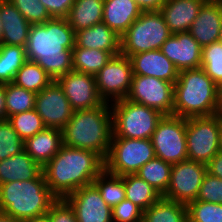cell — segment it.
Here are the masks:
<instances>
[{
  "label": "cell",
  "instance_id": "681fc988",
  "mask_svg": "<svg viewBox=\"0 0 222 222\" xmlns=\"http://www.w3.org/2000/svg\"><path fill=\"white\" fill-rule=\"evenodd\" d=\"M216 115L222 120V94H219L218 108Z\"/></svg>",
  "mask_w": 222,
  "mask_h": 222
},
{
  "label": "cell",
  "instance_id": "f35d334b",
  "mask_svg": "<svg viewBox=\"0 0 222 222\" xmlns=\"http://www.w3.org/2000/svg\"><path fill=\"white\" fill-rule=\"evenodd\" d=\"M29 24H43L52 17L40 0H8Z\"/></svg>",
  "mask_w": 222,
  "mask_h": 222
},
{
  "label": "cell",
  "instance_id": "2e32d148",
  "mask_svg": "<svg viewBox=\"0 0 222 222\" xmlns=\"http://www.w3.org/2000/svg\"><path fill=\"white\" fill-rule=\"evenodd\" d=\"M64 199L74 210L77 222H113L112 208L93 183L78 188Z\"/></svg>",
  "mask_w": 222,
  "mask_h": 222
},
{
  "label": "cell",
  "instance_id": "c3c4849f",
  "mask_svg": "<svg viewBox=\"0 0 222 222\" xmlns=\"http://www.w3.org/2000/svg\"><path fill=\"white\" fill-rule=\"evenodd\" d=\"M0 222H23V221L17 220L10 216L4 215L3 213H0Z\"/></svg>",
  "mask_w": 222,
  "mask_h": 222
},
{
  "label": "cell",
  "instance_id": "d6986e66",
  "mask_svg": "<svg viewBox=\"0 0 222 222\" xmlns=\"http://www.w3.org/2000/svg\"><path fill=\"white\" fill-rule=\"evenodd\" d=\"M129 58L132 63L133 75L155 77L173 84L178 79L179 71L160 49L137 53Z\"/></svg>",
  "mask_w": 222,
  "mask_h": 222
},
{
  "label": "cell",
  "instance_id": "7bdbcfd3",
  "mask_svg": "<svg viewBox=\"0 0 222 222\" xmlns=\"http://www.w3.org/2000/svg\"><path fill=\"white\" fill-rule=\"evenodd\" d=\"M52 18H66L74 0H40Z\"/></svg>",
  "mask_w": 222,
  "mask_h": 222
},
{
  "label": "cell",
  "instance_id": "b9f144b4",
  "mask_svg": "<svg viewBox=\"0 0 222 222\" xmlns=\"http://www.w3.org/2000/svg\"><path fill=\"white\" fill-rule=\"evenodd\" d=\"M51 222H77L74 210L65 199H57L47 213Z\"/></svg>",
  "mask_w": 222,
  "mask_h": 222
},
{
  "label": "cell",
  "instance_id": "f907efd6",
  "mask_svg": "<svg viewBox=\"0 0 222 222\" xmlns=\"http://www.w3.org/2000/svg\"><path fill=\"white\" fill-rule=\"evenodd\" d=\"M219 152L222 153V120H221V122H220Z\"/></svg>",
  "mask_w": 222,
  "mask_h": 222
},
{
  "label": "cell",
  "instance_id": "d6a6232c",
  "mask_svg": "<svg viewBox=\"0 0 222 222\" xmlns=\"http://www.w3.org/2000/svg\"><path fill=\"white\" fill-rule=\"evenodd\" d=\"M101 197L113 208L125 200V186L122 176L112 174L104 169L93 181Z\"/></svg>",
  "mask_w": 222,
  "mask_h": 222
},
{
  "label": "cell",
  "instance_id": "8992f818",
  "mask_svg": "<svg viewBox=\"0 0 222 222\" xmlns=\"http://www.w3.org/2000/svg\"><path fill=\"white\" fill-rule=\"evenodd\" d=\"M112 137L151 139L157 123L163 117L159 111L145 105L121 99L110 104Z\"/></svg>",
  "mask_w": 222,
  "mask_h": 222
},
{
  "label": "cell",
  "instance_id": "f546056e",
  "mask_svg": "<svg viewBox=\"0 0 222 222\" xmlns=\"http://www.w3.org/2000/svg\"><path fill=\"white\" fill-rule=\"evenodd\" d=\"M52 81L53 79L36 62L27 60L16 73L13 83L37 94Z\"/></svg>",
  "mask_w": 222,
  "mask_h": 222
},
{
  "label": "cell",
  "instance_id": "7c38bea8",
  "mask_svg": "<svg viewBox=\"0 0 222 222\" xmlns=\"http://www.w3.org/2000/svg\"><path fill=\"white\" fill-rule=\"evenodd\" d=\"M207 165L185 160L172 164L170 182L163 198L188 205L197 199Z\"/></svg>",
  "mask_w": 222,
  "mask_h": 222
},
{
  "label": "cell",
  "instance_id": "8d00e7d4",
  "mask_svg": "<svg viewBox=\"0 0 222 222\" xmlns=\"http://www.w3.org/2000/svg\"><path fill=\"white\" fill-rule=\"evenodd\" d=\"M24 150V141L8 119L0 120V161Z\"/></svg>",
  "mask_w": 222,
  "mask_h": 222
},
{
  "label": "cell",
  "instance_id": "ffe728a7",
  "mask_svg": "<svg viewBox=\"0 0 222 222\" xmlns=\"http://www.w3.org/2000/svg\"><path fill=\"white\" fill-rule=\"evenodd\" d=\"M205 0H167L159 12L171 34L188 32Z\"/></svg>",
  "mask_w": 222,
  "mask_h": 222
},
{
  "label": "cell",
  "instance_id": "ac0fdd59",
  "mask_svg": "<svg viewBox=\"0 0 222 222\" xmlns=\"http://www.w3.org/2000/svg\"><path fill=\"white\" fill-rule=\"evenodd\" d=\"M221 26L222 2L206 1L188 32L203 48L218 42Z\"/></svg>",
  "mask_w": 222,
  "mask_h": 222
},
{
  "label": "cell",
  "instance_id": "6da1fadb",
  "mask_svg": "<svg viewBox=\"0 0 222 222\" xmlns=\"http://www.w3.org/2000/svg\"><path fill=\"white\" fill-rule=\"evenodd\" d=\"M75 31L66 18L33 24L25 46L27 60L36 62L54 81L73 70Z\"/></svg>",
  "mask_w": 222,
  "mask_h": 222
},
{
  "label": "cell",
  "instance_id": "603a6c76",
  "mask_svg": "<svg viewBox=\"0 0 222 222\" xmlns=\"http://www.w3.org/2000/svg\"><path fill=\"white\" fill-rule=\"evenodd\" d=\"M62 145V130L45 127L24 141V150L43 167L58 153Z\"/></svg>",
  "mask_w": 222,
  "mask_h": 222
},
{
  "label": "cell",
  "instance_id": "836d02e7",
  "mask_svg": "<svg viewBox=\"0 0 222 222\" xmlns=\"http://www.w3.org/2000/svg\"><path fill=\"white\" fill-rule=\"evenodd\" d=\"M36 93L14 83L5 84L6 119L10 116L34 109Z\"/></svg>",
  "mask_w": 222,
  "mask_h": 222
},
{
  "label": "cell",
  "instance_id": "74e56055",
  "mask_svg": "<svg viewBox=\"0 0 222 222\" xmlns=\"http://www.w3.org/2000/svg\"><path fill=\"white\" fill-rule=\"evenodd\" d=\"M188 222H222V204L195 200L187 205Z\"/></svg>",
  "mask_w": 222,
  "mask_h": 222
},
{
  "label": "cell",
  "instance_id": "83f0119b",
  "mask_svg": "<svg viewBox=\"0 0 222 222\" xmlns=\"http://www.w3.org/2000/svg\"><path fill=\"white\" fill-rule=\"evenodd\" d=\"M142 222H188L187 206L161 197L143 212Z\"/></svg>",
  "mask_w": 222,
  "mask_h": 222
},
{
  "label": "cell",
  "instance_id": "8fae6325",
  "mask_svg": "<svg viewBox=\"0 0 222 222\" xmlns=\"http://www.w3.org/2000/svg\"><path fill=\"white\" fill-rule=\"evenodd\" d=\"M126 99L153 108L163 115H173L174 84L155 77L133 75Z\"/></svg>",
  "mask_w": 222,
  "mask_h": 222
},
{
  "label": "cell",
  "instance_id": "816d5d0a",
  "mask_svg": "<svg viewBox=\"0 0 222 222\" xmlns=\"http://www.w3.org/2000/svg\"><path fill=\"white\" fill-rule=\"evenodd\" d=\"M2 36H3V23L1 22L0 18V45L2 43Z\"/></svg>",
  "mask_w": 222,
  "mask_h": 222
},
{
  "label": "cell",
  "instance_id": "7402d4cb",
  "mask_svg": "<svg viewBox=\"0 0 222 222\" xmlns=\"http://www.w3.org/2000/svg\"><path fill=\"white\" fill-rule=\"evenodd\" d=\"M120 36L105 23L101 22L90 28L75 32V46L120 54Z\"/></svg>",
  "mask_w": 222,
  "mask_h": 222
},
{
  "label": "cell",
  "instance_id": "e575fe53",
  "mask_svg": "<svg viewBox=\"0 0 222 222\" xmlns=\"http://www.w3.org/2000/svg\"><path fill=\"white\" fill-rule=\"evenodd\" d=\"M8 120L23 141L45 128L42 118L35 109L12 115Z\"/></svg>",
  "mask_w": 222,
  "mask_h": 222
},
{
  "label": "cell",
  "instance_id": "f1b7e54d",
  "mask_svg": "<svg viewBox=\"0 0 222 222\" xmlns=\"http://www.w3.org/2000/svg\"><path fill=\"white\" fill-rule=\"evenodd\" d=\"M73 55V71L96 75L106 63L112 59L113 55L110 52L79 48L75 46L72 49Z\"/></svg>",
  "mask_w": 222,
  "mask_h": 222
},
{
  "label": "cell",
  "instance_id": "9c48e42d",
  "mask_svg": "<svg viewBox=\"0 0 222 222\" xmlns=\"http://www.w3.org/2000/svg\"><path fill=\"white\" fill-rule=\"evenodd\" d=\"M220 122L217 115L186 118L188 160L207 165L219 152Z\"/></svg>",
  "mask_w": 222,
  "mask_h": 222
},
{
  "label": "cell",
  "instance_id": "277c9868",
  "mask_svg": "<svg viewBox=\"0 0 222 222\" xmlns=\"http://www.w3.org/2000/svg\"><path fill=\"white\" fill-rule=\"evenodd\" d=\"M219 86L202 67L179 71L174 84L173 115L182 118L216 115Z\"/></svg>",
  "mask_w": 222,
  "mask_h": 222
},
{
  "label": "cell",
  "instance_id": "d4e9b609",
  "mask_svg": "<svg viewBox=\"0 0 222 222\" xmlns=\"http://www.w3.org/2000/svg\"><path fill=\"white\" fill-rule=\"evenodd\" d=\"M43 167L22 150L0 161V185L7 182L31 180L43 174Z\"/></svg>",
  "mask_w": 222,
  "mask_h": 222
},
{
  "label": "cell",
  "instance_id": "ee69618b",
  "mask_svg": "<svg viewBox=\"0 0 222 222\" xmlns=\"http://www.w3.org/2000/svg\"><path fill=\"white\" fill-rule=\"evenodd\" d=\"M207 172L222 179V153L218 152L207 164Z\"/></svg>",
  "mask_w": 222,
  "mask_h": 222
},
{
  "label": "cell",
  "instance_id": "44dd1931",
  "mask_svg": "<svg viewBox=\"0 0 222 222\" xmlns=\"http://www.w3.org/2000/svg\"><path fill=\"white\" fill-rule=\"evenodd\" d=\"M0 18L3 23L1 45L25 47L31 24L8 0H0Z\"/></svg>",
  "mask_w": 222,
  "mask_h": 222
},
{
  "label": "cell",
  "instance_id": "1f68e13d",
  "mask_svg": "<svg viewBox=\"0 0 222 222\" xmlns=\"http://www.w3.org/2000/svg\"><path fill=\"white\" fill-rule=\"evenodd\" d=\"M26 61L25 47L0 45V84L13 83L16 73Z\"/></svg>",
  "mask_w": 222,
  "mask_h": 222
},
{
  "label": "cell",
  "instance_id": "3957f363",
  "mask_svg": "<svg viewBox=\"0 0 222 222\" xmlns=\"http://www.w3.org/2000/svg\"><path fill=\"white\" fill-rule=\"evenodd\" d=\"M73 112L62 129L63 144L68 147L92 150L104 160L108 156L113 136L110 104Z\"/></svg>",
  "mask_w": 222,
  "mask_h": 222
},
{
  "label": "cell",
  "instance_id": "4dcf8cb0",
  "mask_svg": "<svg viewBox=\"0 0 222 222\" xmlns=\"http://www.w3.org/2000/svg\"><path fill=\"white\" fill-rule=\"evenodd\" d=\"M171 170V163L155 157L143 165L136 174L163 195L170 182Z\"/></svg>",
  "mask_w": 222,
  "mask_h": 222
},
{
  "label": "cell",
  "instance_id": "5b68a950",
  "mask_svg": "<svg viewBox=\"0 0 222 222\" xmlns=\"http://www.w3.org/2000/svg\"><path fill=\"white\" fill-rule=\"evenodd\" d=\"M57 199L43 174L36 179L0 185V213L21 221L47 214Z\"/></svg>",
  "mask_w": 222,
  "mask_h": 222
},
{
  "label": "cell",
  "instance_id": "7a4b0ae2",
  "mask_svg": "<svg viewBox=\"0 0 222 222\" xmlns=\"http://www.w3.org/2000/svg\"><path fill=\"white\" fill-rule=\"evenodd\" d=\"M104 169L105 160L96 152L63 144L42 172L51 192L64 199L78 188L92 184Z\"/></svg>",
  "mask_w": 222,
  "mask_h": 222
},
{
  "label": "cell",
  "instance_id": "f6af8a7d",
  "mask_svg": "<svg viewBox=\"0 0 222 222\" xmlns=\"http://www.w3.org/2000/svg\"><path fill=\"white\" fill-rule=\"evenodd\" d=\"M143 12L159 11L167 0H135Z\"/></svg>",
  "mask_w": 222,
  "mask_h": 222
},
{
  "label": "cell",
  "instance_id": "7dc6e473",
  "mask_svg": "<svg viewBox=\"0 0 222 222\" xmlns=\"http://www.w3.org/2000/svg\"><path fill=\"white\" fill-rule=\"evenodd\" d=\"M23 222H51V220L49 218V215L45 214V215H42V216L27 219Z\"/></svg>",
  "mask_w": 222,
  "mask_h": 222
},
{
  "label": "cell",
  "instance_id": "cb8c5ba5",
  "mask_svg": "<svg viewBox=\"0 0 222 222\" xmlns=\"http://www.w3.org/2000/svg\"><path fill=\"white\" fill-rule=\"evenodd\" d=\"M142 12L135 0H104L102 22L121 37Z\"/></svg>",
  "mask_w": 222,
  "mask_h": 222
},
{
  "label": "cell",
  "instance_id": "d590c367",
  "mask_svg": "<svg viewBox=\"0 0 222 222\" xmlns=\"http://www.w3.org/2000/svg\"><path fill=\"white\" fill-rule=\"evenodd\" d=\"M205 73L220 87L222 85V43L202 48V66Z\"/></svg>",
  "mask_w": 222,
  "mask_h": 222
},
{
  "label": "cell",
  "instance_id": "9a60e30c",
  "mask_svg": "<svg viewBox=\"0 0 222 222\" xmlns=\"http://www.w3.org/2000/svg\"><path fill=\"white\" fill-rule=\"evenodd\" d=\"M56 81L74 111L96 108L105 103L98 93L94 75L72 70Z\"/></svg>",
  "mask_w": 222,
  "mask_h": 222
},
{
  "label": "cell",
  "instance_id": "4316f807",
  "mask_svg": "<svg viewBox=\"0 0 222 222\" xmlns=\"http://www.w3.org/2000/svg\"><path fill=\"white\" fill-rule=\"evenodd\" d=\"M125 186V199L130 200L143 211L157 202L162 195L137 174L122 176Z\"/></svg>",
  "mask_w": 222,
  "mask_h": 222
},
{
  "label": "cell",
  "instance_id": "5bb4252c",
  "mask_svg": "<svg viewBox=\"0 0 222 222\" xmlns=\"http://www.w3.org/2000/svg\"><path fill=\"white\" fill-rule=\"evenodd\" d=\"M34 109L42 118L45 127L60 130L68 123L74 112L63 89L54 80L36 94Z\"/></svg>",
  "mask_w": 222,
  "mask_h": 222
},
{
  "label": "cell",
  "instance_id": "ab89813d",
  "mask_svg": "<svg viewBox=\"0 0 222 222\" xmlns=\"http://www.w3.org/2000/svg\"><path fill=\"white\" fill-rule=\"evenodd\" d=\"M196 200L222 204V179L207 172Z\"/></svg>",
  "mask_w": 222,
  "mask_h": 222
},
{
  "label": "cell",
  "instance_id": "f5cc1de1",
  "mask_svg": "<svg viewBox=\"0 0 222 222\" xmlns=\"http://www.w3.org/2000/svg\"><path fill=\"white\" fill-rule=\"evenodd\" d=\"M218 42L222 43V26H221V29H220V36H219Z\"/></svg>",
  "mask_w": 222,
  "mask_h": 222
},
{
  "label": "cell",
  "instance_id": "4fadbf2b",
  "mask_svg": "<svg viewBox=\"0 0 222 222\" xmlns=\"http://www.w3.org/2000/svg\"><path fill=\"white\" fill-rule=\"evenodd\" d=\"M132 76L130 58L122 54L113 56L95 75L97 90L103 101L109 103L112 98V102L125 99L131 89Z\"/></svg>",
  "mask_w": 222,
  "mask_h": 222
},
{
  "label": "cell",
  "instance_id": "30bf717a",
  "mask_svg": "<svg viewBox=\"0 0 222 222\" xmlns=\"http://www.w3.org/2000/svg\"><path fill=\"white\" fill-rule=\"evenodd\" d=\"M151 141L157 158L171 164L187 160L186 118L163 115Z\"/></svg>",
  "mask_w": 222,
  "mask_h": 222
},
{
  "label": "cell",
  "instance_id": "bcb514c9",
  "mask_svg": "<svg viewBox=\"0 0 222 222\" xmlns=\"http://www.w3.org/2000/svg\"><path fill=\"white\" fill-rule=\"evenodd\" d=\"M6 119L5 84H0V120Z\"/></svg>",
  "mask_w": 222,
  "mask_h": 222
},
{
  "label": "cell",
  "instance_id": "db71d44e",
  "mask_svg": "<svg viewBox=\"0 0 222 222\" xmlns=\"http://www.w3.org/2000/svg\"><path fill=\"white\" fill-rule=\"evenodd\" d=\"M205 1H211V2H222V0H205Z\"/></svg>",
  "mask_w": 222,
  "mask_h": 222
},
{
  "label": "cell",
  "instance_id": "52a82bcc",
  "mask_svg": "<svg viewBox=\"0 0 222 222\" xmlns=\"http://www.w3.org/2000/svg\"><path fill=\"white\" fill-rule=\"evenodd\" d=\"M171 35L159 11L142 12L120 37V54L130 57L160 49Z\"/></svg>",
  "mask_w": 222,
  "mask_h": 222
},
{
  "label": "cell",
  "instance_id": "e0dca14e",
  "mask_svg": "<svg viewBox=\"0 0 222 222\" xmlns=\"http://www.w3.org/2000/svg\"><path fill=\"white\" fill-rule=\"evenodd\" d=\"M160 51L178 71L202 66V47L189 32L172 34Z\"/></svg>",
  "mask_w": 222,
  "mask_h": 222
},
{
  "label": "cell",
  "instance_id": "11a10c76",
  "mask_svg": "<svg viewBox=\"0 0 222 222\" xmlns=\"http://www.w3.org/2000/svg\"><path fill=\"white\" fill-rule=\"evenodd\" d=\"M219 94H222V85L219 87Z\"/></svg>",
  "mask_w": 222,
  "mask_h": 222
},
{
  "label": "cell",
  "instance_id": "60d3db41",
  "mask_svg": "<svg viewBox=\"0 0 222 222\" xmlns=\"http://www.w3.org/2000/svg\"><path fill=\"white\" fill-rule=\"evenodd\" d=\"M143 210L128 199L112 208L113 222H142Z\"/></svg>",
  "mask_w": 222,
  "mask_h": 222
},
{
  "label": "cell",
  "instance_id": "ba28073f",
  "mask_svg": "<svg viewBox=\"0 0 222 222\" xmlns=\"http://www.w3.org/2000/svg\"><path fill=\"white\" fill-rule=\"evenodd\" d=\"M151 139L112 137L105 159V169L115 175L136 174L149 160L155 158Z\"/></svg>",
  "mask_w": 222,
  "mask_h": 222
},
{
  "label": "cell",
  "instance_id": "484cf974",
  "mask_svg": "<svg viewBox=\"0 0 222 222\" xmlns=\"http://www.w3.org/2000/svg\"><path fill=\"white\" fill-rule=\"evenodd\" d=\"M104 0H74L66 17L71 28L78 32L103 21Z\"/></svg>",
  "mask_w": 222,
  "mask_h": 222
}]
</instances>
